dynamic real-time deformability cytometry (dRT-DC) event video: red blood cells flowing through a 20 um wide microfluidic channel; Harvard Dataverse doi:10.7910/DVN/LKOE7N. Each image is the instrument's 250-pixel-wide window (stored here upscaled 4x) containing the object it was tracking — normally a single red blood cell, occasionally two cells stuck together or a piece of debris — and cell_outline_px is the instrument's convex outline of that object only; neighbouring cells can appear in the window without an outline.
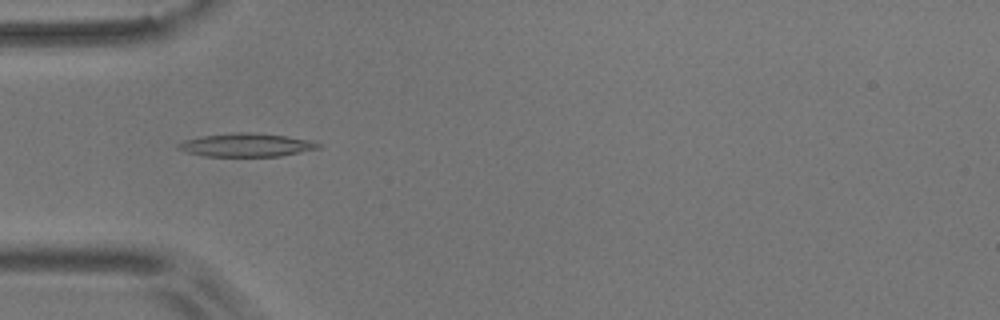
{"species": "common noctule bat (a hibernating species)", "species_latin": "Nyctalus noctula", "temperature_condition": "room temperature", "stored_images_in_passage": 53, "camera_frame_rate_fps": 3000, "um_per_image_px": 0.085, "animal": {"sex": "male", "body_mass_g": 17.9}, "frame": {"image": 1, "passage_image": 15, "time_ms": 4.667, "image_size_px": [1000, 320], "cell_outline_px": [[320, 148], [280, 156], [204, 156], [188, 152], [176, 148], [176, 144], [184, 140], [204, 136], [236, 132], [252, 132], [284, 136], [308, 140], [320, 144]], "centroid_in_image_um": [20.91, 12.33], "position_along_channel_um": 64.1, "area_um2": 18.79}}
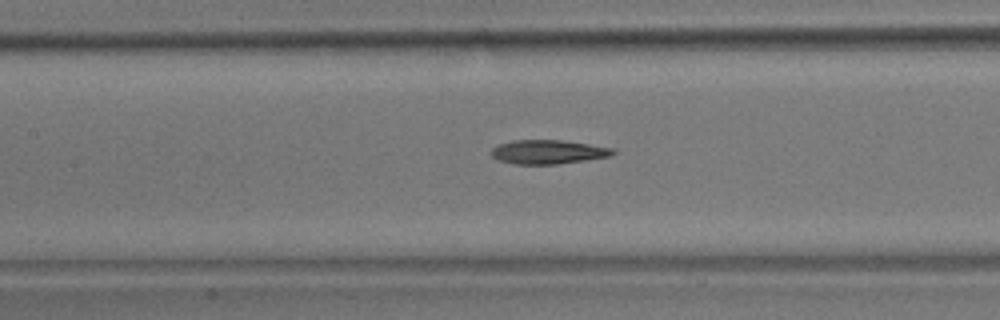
{"frame": {"image": 2, "passage_image": 23, "time_ms": 7.333, "image_size_px": [1000, 320], "cell_outline_px": [[616, 152], [612, 156], [556, 164], [512, 164], [496, 160], [492, 156], [492, 148], [500, 144], [512, 140], [560, 140], [616, 148]], "centroid_in_image_um": [46.59, 12.91], "position_along_channel_um": 160.8, "area_um2": 17.05}}
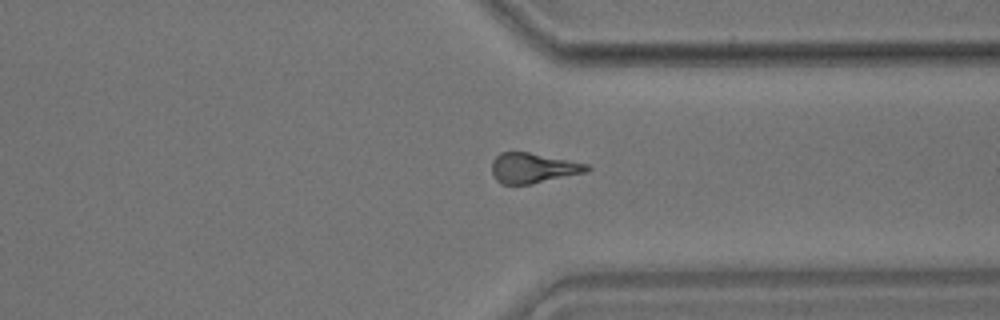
{"frame": {"image": 3, "passage_image": 40, "time_ms": 13.0, "image_size_px": [1000, 320], "cell_outline_px": [[592, 168], [588, 172], [532, 184], [500, 184], [496, 180], [492, 172], [492, 160], [500, 152], [528, 152], [588, 164]], "centroid_in_image_um": [45.32, 14.29], "position_along_channel_um": 366.1, "area_um2": 16.76}, "authors_computed_cell_mechanics": {"area_um2": 17.1666, "velocity_mm_per_s": 3.6378, "shape_relaxation_time_tau1_ms": 5.2067, "shape_relaxation_time_tau2_ms": 6.7681, "deformation_change_tau1": 0.1846, "deformation_change_tau2": 0.2036}}